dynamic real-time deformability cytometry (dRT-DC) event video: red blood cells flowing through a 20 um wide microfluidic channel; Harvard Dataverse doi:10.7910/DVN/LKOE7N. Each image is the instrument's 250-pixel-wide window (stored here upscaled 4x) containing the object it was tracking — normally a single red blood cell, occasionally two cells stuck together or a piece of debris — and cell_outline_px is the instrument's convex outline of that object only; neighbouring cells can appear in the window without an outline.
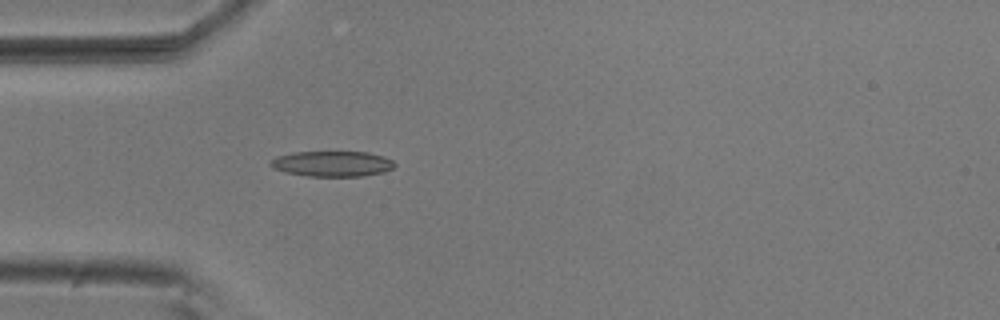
{"species": "common noctule bat (a hibernating species)", "species_latin": "Nyctalus noctula", "temperature_condition": "room temperature", "stored_images_in_passage": 5, "camera_frame_rate_fps": 3000, "um_per_image_px": 0.085, "animal": {"sex": "male", "body_mass_g": 20.5, "forearm_length_mm": 52.5}, "frame": {"image": 1, "passage_image": 5, "time_ms": 1.333, "image_size_px": [1000, 320], "cell_outline_px": [[396, 164], [392, 168], [384, 172], [364, 176], [308, 176], [284, 172], [268, 164], [276, 156], [292, 152], [368, 152], [384, 156], [392, 160]], "centroid_in_image_um": [28.26, 13.92], "position_along_channel_um": 56.7, "area_um2": 18.44}}